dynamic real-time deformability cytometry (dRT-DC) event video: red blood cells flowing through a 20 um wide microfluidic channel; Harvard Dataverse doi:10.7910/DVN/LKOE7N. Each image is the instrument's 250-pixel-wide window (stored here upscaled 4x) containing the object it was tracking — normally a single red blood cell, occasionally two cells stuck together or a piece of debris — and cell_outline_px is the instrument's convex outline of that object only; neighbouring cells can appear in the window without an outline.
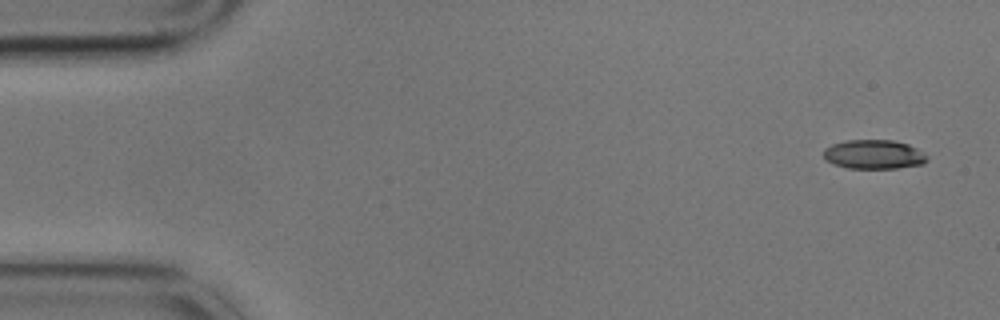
{"species": "common noctule bat (a hibernating species)", "species_latin": "Nyctalus noctula", "temperature_condition": "cold", "stored_images_in_passage": 5, "camera_frame_rate_fps": 3000, "um_per_image_px": 0.085, "animal": {"sex": "male", "body_mass_g": 17.9}, "frame": {"image": 1, "passage_image": 1, "time_ms": 0.0, "image_size_px": [1000, 320], "cell_outline_px": [[928, 160], [924, 164], [896, 168], [848, 168], [836, 164], [828, 160], [824, 156], [824, 148], [832, 144], [848, 140], [892, 140], [908, 144], [924, 152], [928, 156]], "centroid_in_image_um": [74.33, 13.12], "position_along_channel_um": 10.7, "area_um2": 17.51}}
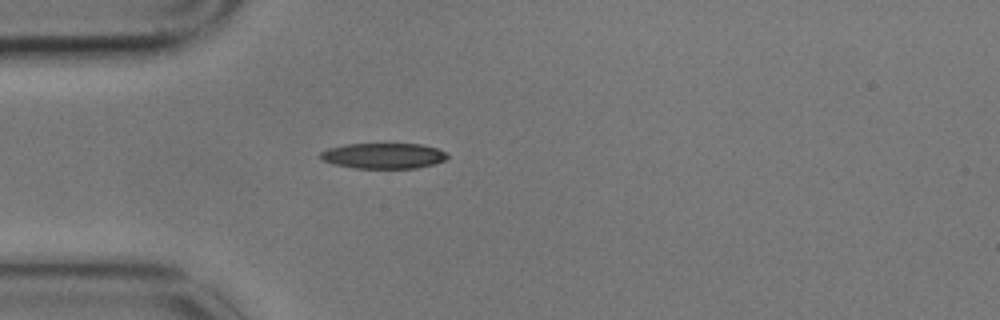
{"frame": {"image": 2, "passage_image": 5, "time_ms": 1.333, "image_size_px": [1000, 320], "cell_outline_px": [[448, 156], [444, 160], [432, 164], [416, 168], [356, 168], [332, 164], [324, 160], [320, 156], [320, 152], [328, 148], [344, 144], [420, 144], [436, 148], [444, 152]], "centroid_in_image_um": [32.55, 13.24], "position_along_channel_um": 52.4, "area_um2": 18.73}}